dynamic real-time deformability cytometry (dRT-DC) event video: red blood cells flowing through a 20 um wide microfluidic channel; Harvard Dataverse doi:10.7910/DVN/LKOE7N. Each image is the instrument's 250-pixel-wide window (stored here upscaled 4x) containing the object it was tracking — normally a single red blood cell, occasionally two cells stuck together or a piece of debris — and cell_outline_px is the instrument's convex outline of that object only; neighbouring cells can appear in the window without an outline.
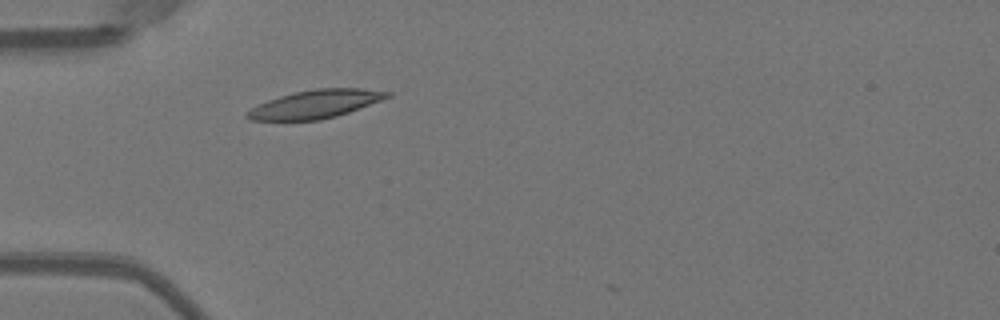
{"species": "Egyptian fruit bat (a non-hibernating species)", "species_latin": "Rousettus aegyptiacus", "temperature_condition": "warm", "stored_images_in_passage": 3, "camera_frame_rate_fps": 3000, "um_per_image_px": 0.085, "animal": {"sex": "female"}, "frame": {"image": 1, "passage_image": 2, "time_ms": 0.333, "image_size_px": [1000, 320], "cell_outline_px": [[392, 96], [348, 112], [336, 116], [320, 120], [252, 120], [244, 116], [244, 112], [268, 100], [292, 92], [316, 88], [360, 88], [392, 92]], "centroid_in_image_um": [26.81, 8.84], "position_along_channel_um": 58.2, "area_um2": 22.95}}